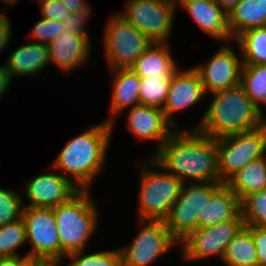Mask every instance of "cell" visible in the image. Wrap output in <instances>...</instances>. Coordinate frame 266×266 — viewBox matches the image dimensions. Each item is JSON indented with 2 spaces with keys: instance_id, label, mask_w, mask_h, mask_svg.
Segmentation results:
<instances>
[{
  "instance_id": "1",
  "label": "cell",
  "mask_w": 266,
  "mask_h": 266,
  "mask_svg": "<svg viewBox=\"0 0 266 266\" xmlns=\"http://www.w3.org/2000/svg\"><path fill=\"white\" fill-rule=\"evenodd\" d=\"M151 158L183 183L220 182L216 139L198 129L177 128Z\"/></svg>"
},
{
  "instance_id": "2",
  "label": "cell",
  "mask_w": 266,
  "mask_h": 266,
  "mask_svg": "<svg viewBox=\"0 0 266 266\" xmlns=\"http://www.w3.org/2000/svg\"><path fill=\"white\" fill-rule=\"evenodd\" d=\"M113 128L105 119L72 138L51 163L52 170L69 173L79 190H88L106 163Z\"/></svg>"
},
{
  "instance_id": "3",
  "label": "cell",
  "mask_w": 266,
  "mask_h": 266,
  "mask_svg": "<svg viewBox=\"0 0 266 266\" xmlns=\"http://www.w3.org/2000/svg\"><path fill=\"white\" fill-rule=\"evenodd\" d=\"M213 100L194 129L218 139L254 130L266 117L251 101L241 84L211 93Z\"/></svg>"
},
{
  "instance_id": "4",
  "label": "cell",
  "mask_w": 266,
  "mask_h": 266,
  "mask_svg": "<svg viewBox=\"0 0 266 266\" xmlns=\"http://www.w3.org/2000/svg\"><path fill=\"white\" fill-rule=\"evenodd\" d=\"M89 190H79L52 208L60 239V262L67 254L84 251L97 227L98 215Z\"/></svg>"
},
{
  "instance_id": "5",
  "label": "cell",
  "mask_w": 266,
  "mask_h": 266,
  "mask_svg": "<svg viewBox=\"0 0 266 266\" xmlns=\"http://www.w3.org/2000/svg\"><path fill=\"white\" fill-rule=\"evenodd\" d=\"M141 164V167H144L141 168L142 170L147 168L142 171L140 180L139 221H164L168 217L172 205L179 197L184 183L173 174L164 171V168L153 158L146 162L143 161ZM154 167L159 168V171L155 170Z\"/></svg>"
},
{
  "instance_id": "6",
  "label": "cell",
  "mask_w": 266,
  "mask_h": 266,
  "mask_svg": "<svg viewBox=\"0 0 266 266\" xmlns=\"http://www.w3.org/2000/svg\"><path fill=\"white\" fill-rule=\"evenodd\" d=\"M218 176L226 183L251 161L266 155V123L262 126L216 139Z\"/></svg>"
},
{
  "instance_id": "7",
  "label": "cell",
  "mask_w": 266,
  "mask_h": 266,
  "mask_svg": "<svg viewBox=\"0 0 266 266\" xmlns=\"http://www.w3.org/2000/svg\"><path fill=\"white\" fill-rule=\"evenodd\" d=\"M22 219L26 226L27 242L33 246L26 256L43 266H58L60 239L52 208L24 207Z\"/></svg>"
},
{
  "instance_id": "8",
  "label": "cell",
  "mask_w": 266,
  "mask_h": 266,
  "mask_svg": "<svg viewBox=\"0 0 266 266\" xmlns=\"http://www.w3.org/2000/svg\"><path fill=\"white\" fill-rule=\"evenodd\" d=\"M110 19L105 27L103 40L107 65L110 69H130L153 42L120 14L113 15Z\"/></svg>"
},
{
  "instance_id": "9",
  "label": "cell",
  "mask_w": 266,
  "mask_h": 266,
  "mask_svg": "<svg viewBox=\"0 0 266 266\" xmlns=\"http://www.w3.org/2000/svg\"><path fill=\"white\" fill-rule=\"evenodd\" d=\"M221 184L222 182L184 183L179 197L164 220L169 232L178 242L198 228V215L202 214L205 203Z\"/></svg>"
},
{
  "instance_id": "10",
  "label": "cell",
  "mask_w": 266,
  "mask_h": 266,
  "mask_svg": "<svg viewBox=\"0 0 266 266\" xmlns=\"http://www.w3.org/2000/svg\"><path fill=\"white\" fill-rule=\"evenodd\" d=\"M121 16L153 43H168L174 25L175 5L167 0H128Z\"/></svg>"
},
{
  "instance_id": "11",
  "label": "cell",
  "mask_w": 266,
  "mask_h": 266,
  "mask_svg": "<svg viewBox=\"0 0 266 266\" xmlns=\"http://www.w3.org/2000/svg\"><path fill=\"white\" fill-rule=\"evenodd\" d=\"M245 226L241 212L232 220L210 227L191 231L181 243L182 257L185 260L207 259L211 256L223 258L227 245Z\"/></svg>"
},
{
  "instance_id": "12",
  "label": "cell",
  "mask_w": 266,
  "mask_h": 266,
  "mask_svg": "<svg viewBox=\"0 0 266 266\" xmlns=\"http://www.w3.org/2000/svg\"><path fill=\"white\" fill-rule=\"evenodd\" d=\"M140 222L144 226L131 245L119 248L122 266H150L178 242L169 232L165 221L140 220Z\"/></svg>"
},
{
  "instance_id": "13",
  "label": "cell",
  "mask_w": 266,
  "mask_h": 266,
  "mask_svg": "<svg viewBox=\"0 0 266 266\" xmlns=\"http://www.w3.org/2000/svg\"><path fill=\"white\" fill-rule=\"evenodd\" d=\"M229 44H225L205 65L193 67L199 74L206 93L237 86L241 82L243 61H239Z\"/></svg>"
},
{
  "instance_id": "14",
  "label": "cell",
  "mask_w": 266,
  "mask_h": 266,
  "mask_svg": "<svg viewBox=\"0 0 266 266\" xmlns=\"http://www.w3.org/2000/svg\"><path fill=\"white\" fill-rule=\"evenodd\" d=\"M29 203L24 207L53 208L67 202L79 189L65 174L43 173L27 181L23 187Z\"/></svg>"
},
{
  "instance_id": "15",
  "label": "cell",
  "mask_w": 266,
  "mask_h": 266,
  "mask_svg": "<svg viewBox=\"0 0 266 266\" xmlns=\"http://www.w3.org/2000/svg\"><path fill=\"white\" fill-rule=\"evenodd\" d=\"M206 94L198 72L193 68L177 70L171 78L168 95L163 107L167 120L175 127L173 116L201 101Z\"/></svg>"
},
{
  "instance_id": "16",
  "label": "cell",
  "mask_w": 266,
  "mask_h": 266,
  "mask_svg": "<svg viewBox=\"0 0 266 266\" xmlns=\"http://www.w3.org/2000/svg\"><path fill=\"white\" fill-rule=\"evenodd\" d=\"M128 128L141 141H158L157 150L176 130L162 109L138 104L129 109Z\"/></svg>"
},
{
  "instance_id": "17",
  "label": "cell",
  "mask_w": 266,
  "mask_h": 266,
  "mask_svg": "<svg viewBox=\"0 0 266 266\" xmlns=\"http://www.w3.org/2000/svg\"><path fill=\"white\" fill-rule=\"evenodd\" d=\"M90 39L71 32L62 33L48 45L50 63L65 73L75 70L88 60ZM67 71V72H66Z\"/></svg>"
},
{
  "instance_id": "18",
  "label": "cell",
  "mask_w": 266,
  "mask_h": 266,
  "mask_svg": "<svg viewBox=\"0 0 266 266\" xmlns=\"http://www.w3.org/2000/svg\"><path fill=\"white\" fill-rule=\"evenodd\" d=\"M182 8L211 37L226 42L232 39L228 27V15L213 0H195L185 4Z\"/></svg>"
},
{
  "instance_id": "19",
  "label": "cell",
  "mask_w": 266,
  "mask_h": 266,
  "mask_svg": "<svg viewBox=\"0 0 266 266\" xmlns=\"http://www.w3.org/2000/svg\"><path fill=\"white\" fill-rule=\"evenodd\" d=\"M241 212L238 196L226 183H222L205 203L198 215V228L210 227L234 219Z\"/></svg>"
},
{
  "instance_id": "20",
  "label": "cell",
  "mask_w": 266,
  "mask_h": 266,
  "mask_svg": "<svg viewBox=\"0 0 266 266\" xmlns=\"http://www.w3.org/2000/svg\"><path fill=\"white\" fill-rule=\"evenodd\" d=\"M168 43H153L135 61L130 69L139 77L171 79L178 70Z\"/></svg>"
},
{
  "instance_id": "21",
  "label": "cell",
  "mask_w": 266,
  "mask_h": 266,
  "mask_svg": "<svg viewBox=\"0 0 266 266\" xmlns=\"http://www.w3.org/2000/svg\"><path fill=\"white\" fill-rule=\"evenodd\" d=\"M48 63H50L48 45L28 42L14 50L4 65L13 80V76H36L49 65Z\"/></svg>"
},
{
  "instance_id": "22",
  "label": "cell",
  "mask_w": 266,
  "mask_h": 266,
  "mask_svg": "<svg viewBox=\"0 0 266 266\" xmlns=\"http://www.w3.org/2000/svg\"><path fill=\"white\" fill-rule=\"evenodd\" d=\"M114 75L111 99L112 116L106 118L114 126L115 116L125 108L139 104L140 77L129 68L110 69ZM116 74V75H115ZM114 116V117H113Z\"/></svg>"
},
{
  "instance_id": "23",
  "label": "cell",
  "mask_w": 266,
  "mask_h": 266,
  "mask_svg": "<svg viewBox=\"0 0 266 266\" xmlns=\"http://www.w3.org/2000/svg\"><path fill=\"white\" fill-rule=\"evenodd\" d=\"M266 26V0H240L228 13L232 39L243 31Z\"/></svg>"
},
{
  "instance_id": "24",
  "label": "cell",
  "mask_w": 266,
  "mask_h": 266,
  "mask_svg": "<svg viewBox=\"0 0 266 266\" xmlns=\"http://www.w3.org/2000/svg\"><path fill=\"white\" fill-rule=\"evenodd\" d=\"M226 184L240 201L246 195L266 188V155L251 161L232 176Z\"/></svg>"
},
{
  "instance_id": "25",
  "label": "cell",
  "mask_w": 266,
  "mask_h": 266,
  "mask_svg": "<svg viewBox=\"0 0 266 266\" xmlns=\"http://www.w3.org/2000/svg\"><path fill=\"white\" fill-rule=\"evenodd\" d=\"M222 260L227 266H257L255 243L246 226L227 245Z\"/></svg>"
},
{
  "instance_id": "26",
  "label": "cell",
  "mask_w": 266,
  "mask_h": 266,
  "mask_svg": "<svg viewBox=\"0 0 266 266\" xmlns=\"http://www.w3.org/2000/svg\"><path fill=\"white\" fill-rule=\"evenodd\" d=\"M235 40L242 50L243 65L266 64V26L247 29Z\"/></svg>"
},
{
  "instance_id": "27",
  "label": "cell",
  "mask_w": 266,
  "mask_h": 266,
  "mask_svg": "<svg viewBox=\"0 0 266 266\" xmlns=\"http://www.w3.org/2000/svg\"><path fill=\"white\" fill-rule=\"evenodd\" d=\"M240 84L251 101L263 112L260 105H266V64L243 65Z\"/></svg>"
},
{
  "instance_id": "28",
  "label": "cell",
  "mask_w": 266,
  "mask_h": 266,
  "mask_svg": "<svg viewBox=\"0 0 266 266\" xmlns=\"http://www.w3.org/2000/svg\"><path fill=\"white\" fill-rule=\"evenodd\" d=\"M26 242V226L22 218L0 226V258L20 256L16 250Z\"/></svg>"
},
{
  "instance_id": "29",
  "label": "cell",
  "mask_w": 266,
  "mask_h": 266,
  "mask_svg": "<svg viewBox=\"0 0 266 266\" xmlns=\"http://www.w3.org/2000/svg\"><path fill=\"white\" fill-rule=\"evenodd\" d=\"M240 205L245 226L266 227V188L246 195Z\"/></svg>"
},
{
  "instance_id": "30",
  "label": "cell",
  "mask_w": 266,
  "mask_h": 266,
  "mask_svg": "<svg viewBox=\"0 0 266 266\" xmlns=\"http://www.w3.org/2000/svg\"><path fill=\"white\" fill-rule=\"evenodd\" d=\"M171 79L140 77L139 104L163 109Z\"/></svg>"
},
{
  "instance_id": "31",
  "label": "cell",
  "mask_w": 266,
  "mask_h": 266,
  "mask_svg": "<svg viewBox=\"0 0 266 266\" xmlns=\"http://www.w3.org/2000/svg\"><path fill=\"white\" fill-rule=\"evenodd\" d=\"M67 257L72 260L67 266H122V256L119 249L88 255L85 254V251H78L67 254L65 258Z\"/></svg>"
},
{
  "instance_id": "32",
  "label": "cell",
  "mask_w": 266,
  "mask_h": 266,
  "mask_svg": "<svg viewBox=\"0 0 266 266\" xmlns=\"http://www.w3.org/2000/svg\"><path fill=\"white\" fill-rule=\"evenodd\" d=\"M22 200L18 193L0 188V226L22 218Z\"/></svg>"
},
{
  "instance_id": "33",
  "label": "cell",
  "mask_w": 266,
  "mask_h": 266,
  "mask_svg": "<svg viewBox=\"0 0 266 266\" xmlns=\"http://www.w3.org/2000/svg\"><path fill=\"white\" fill-rule=\"evenodd\" d=\"M66 30L60 21H52L49 19H40L31 30L29 37L36 39L37 43L49 45L60 34Z\"/></svg>"
},
{
  "instance_id": "34",
  "label": "cell",
  "mask_w": 266,
  "mask_h": 266,
  "mask_svg": "<svg viewBox=\"0 0 266 266\" xmlns=\"http://www.w3.org/2000/svg\"><path fill=\"white\" fill-rule=\"evenodd\" d=\"M39 2L42 18L62 22L71 14L60 0H39Z\"/></svg>"
},
{
  "instance_id": "35",
  "label": "cell",
  "mask_w": 266,
  "mask_h": 266,
  "mask_svg": "<svg viewBox=\"0 0 266 266\" xmlns=\"http://www.w3.org/2000/svg\"><path fill=\"white\" fill-rule=\"evenodd\" d=\"M90 8H88L85 12L80 13H71L68 18L62 21V25L67 33L71 32L76 35H84L89 38V33L86 31L85 23L88 21L90 17Z\"/></svg>"
},
{
  "instance_id": "36",
  "label": "cell",
  "mask_w": 266,
  "mask_h": 266,
  "mask_svg": "<svg viewBox=\"0 0 266 266\" xmlns=\"http://www.w3.org/2000/svg\"><path fill=\"white\" fill-rule=\"evenodd\" d=\"M253 237L256 255H257V266L266 264V227H254L246 226Z\"/></svg>"
},
{
  "instance_id": "37",
  "label": "cell",
  "mask_w": 266,
  "mask_h": 266,
  "mask_svg": "<svg viewBox=\"0 0 266 266\" xmlns=\"http://www.w3.org/2000/svg\"><path fill=\"white\" fill-rule=\"evenodd\" d=\"M11 24L8 18L1 13L0 14V52L8 46L9 39L11 37Z\"/></svg>"
},
{
  "instance_id": "38",
  "label": "cell",
  "mask_w": 266,
  "mask_h": 266,
  "mask_svg": "<svg viewBox=\"0 0 266 266\" xmlns=\"http://www.w3.org/2000/svg\"><path fill=\"white\" fill-rule=\"evenodd\" d=\"M66 8L69 10L70 13H80L85 12L90 5H87L88 3L86 0H60Z\"/></svg>"
},
{
  "instance_id": "39",
  "label": "cell",
  "mask_w": 266,
  "mask_h": 266,
  "mask_svg": "<svg viewBox=\"0 0 266 266\" xmlns=\"http://www.w3.org/2000/svg\"><path fill=\"white\" fill-rule=\"evenodd\" d=\"M32 260L25 256L12 258H0V266H28Z\"/></svg>"
},
{
  "instance_id": "40",
  "label": "cell",
  "mask_w": 266,
  "mask_h": 266,
  "mask_svg": "<svg viewBox=\"0 0 266 266\" xmlns=\"http://www.w3.org/2000/svg\"><path fill=\"white\" fill-rule=\"evenodd\" d=\"M11 76L5 66H0V98L7 92L11 83Z\"/></svg>"
},
{
  "instance_id": "41",
  "label": "cell",
  "mask_w": 266,
  "mask_h": 266,
  "mask_svg": "<svg viewBox=\"0 0 266 266\" xmlns=\"http://www.w3.org/2000/svg\"><path fill=\"white\" fill-rule=\"evenodd\" d=\"M220 8H222L228 15V13L233 9V7L240 0H213Z\"/></svg>"
},
{
  "instance_id": "42",
  "label": "cell",
  "mask_w": 266,
  "mask_h": 266,
  "mask_svg": "<svg viewBox=\"0 0 266 266\" xmlns=\"http://www.w3.org/2000/svg\"><path fill=\"white\" fill-rule=\"evenodd\" d=\"M192 1H195V0H173V4L176 6H184L185 4L189 3V2H192ZM178 2V3H177ZM179 4V5H178Z\"/></svg>"
},
{
  "instance_id": "43",
  "label": "cell",
  "mask_w": 266,
  "mask_h": 266,
  "mask_svg": "<svg viewBox=\"0 0 266 266\" xmlns=\"http://www.w3.org/2000/svg\"><path fill=\"white\" fill-rule=\"evenodd\" d=\"M1 1H4V3H7L8 5L10 4L11 6H14V4H16V2L19 0H1Z\"/></svg>"
},
{
  "instance_id": "44",
  "label": "cell",
  "mask_w": 266,
  "mask_h": 266,
  "mask_svg": "<svg viewBox=\"0 0 266 266\" xmlns=\"http://www.w3.org/2000/svg\"><path fill=\"white\" fill-rule=\"evenodd\" d=\"M28 266H43L42 264L38 263V262H31Z\"/></svg>"
}]
</instances>
